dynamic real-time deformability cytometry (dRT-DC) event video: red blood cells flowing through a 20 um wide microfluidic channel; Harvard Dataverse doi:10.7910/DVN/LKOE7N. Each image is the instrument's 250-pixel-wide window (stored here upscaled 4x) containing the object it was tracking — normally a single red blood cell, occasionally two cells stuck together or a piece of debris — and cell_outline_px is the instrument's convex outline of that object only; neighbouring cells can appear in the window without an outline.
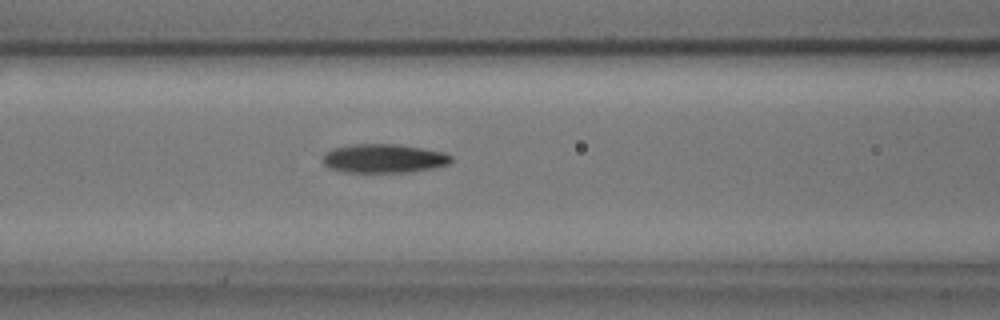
{"species": "common noctule bat (a hibernating species)", "species_latin": "Nyctalus noctula", "temperature_condition": "cold", "stored_images_in_passage": 39, "camera_frame_rate_fps": 3000, "um_per_image_px": 0.085, "animal": {"sex": "male", "body_mass_g": 17.9, "forearm_length_mm": 54.2}, "frame": {"image": 1, "passage_image": 11, "time_ms": 3.333, "image_size_px": [1000, 320], "cell_outline_px": [[452, 160], [448, 164], [432, 168], [408, 172], [344, 172], [328, 168], [320, 160], [324, 152], [332, 148], [352, 144], [396, 144], [424, 148], [444, 152], [452, 156]], "centroid_in_image_um": [32.57, 13.46], "position_along_channel_um": 134.0, "area_um2": 21.85}}
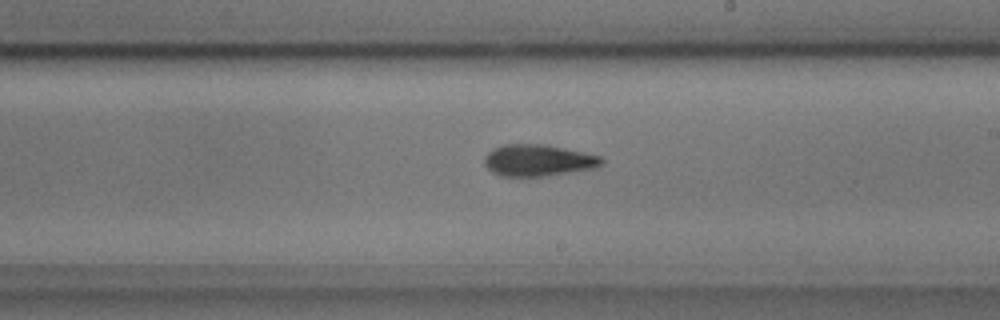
{"frame": {"image": 2, "passage_image": 20, "time_ms": 6.333, "image_size_px": [1000, 320], "cell_outline_px": [[604, 164], [596, 168], [544, 176], [500, 176], [492, 172], [484, 164], [484, 156], [492, 148], [504, 144], [544, 144], [564, 148], [600, 156], [604, 160]], "centroid_in_image_um": [45.73, 13.63], "position_along_channel_um": 243.3, "area_um2": 21.68}}
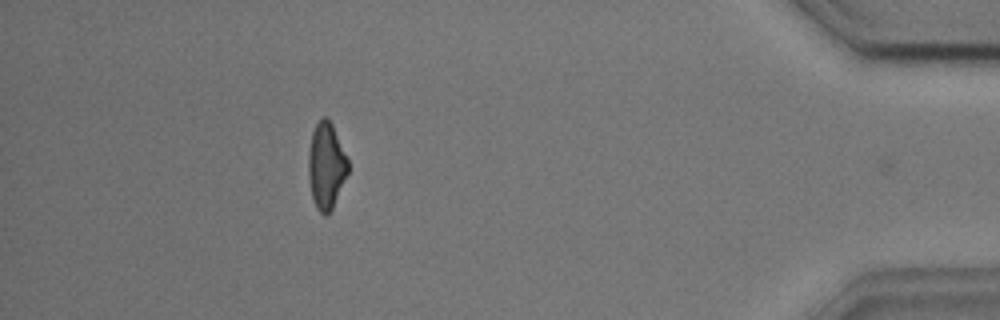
{"frame": {"image": 3, "passage_image": 38, "time_ms": 12.333, "image_size_px": [1000, 320], "cell_outline_px": [[348, 172], [332, 208], [324, 216], [316, 208], [312, 200], [308, 176], [308, 152], [312, 132], [320, 116], [328, 116], [332, 124], [348, 160]], "centroid_in_image_um": [27.7, 14.06], "position_along_channel_um": 407.5, "area_um2": 19.94}, "authors_computed_cell_mechanics": {"area_um2": 20.9814, "velocity_mm_per_s": 3.6485, "shape_relaxation_time_tau1_ms": 4.6946, "shape_relaxation_time_tau2_ms": 3.571, "deformation_change_tau1": 0.152, "deformation_change_tau2": 0.1174}}